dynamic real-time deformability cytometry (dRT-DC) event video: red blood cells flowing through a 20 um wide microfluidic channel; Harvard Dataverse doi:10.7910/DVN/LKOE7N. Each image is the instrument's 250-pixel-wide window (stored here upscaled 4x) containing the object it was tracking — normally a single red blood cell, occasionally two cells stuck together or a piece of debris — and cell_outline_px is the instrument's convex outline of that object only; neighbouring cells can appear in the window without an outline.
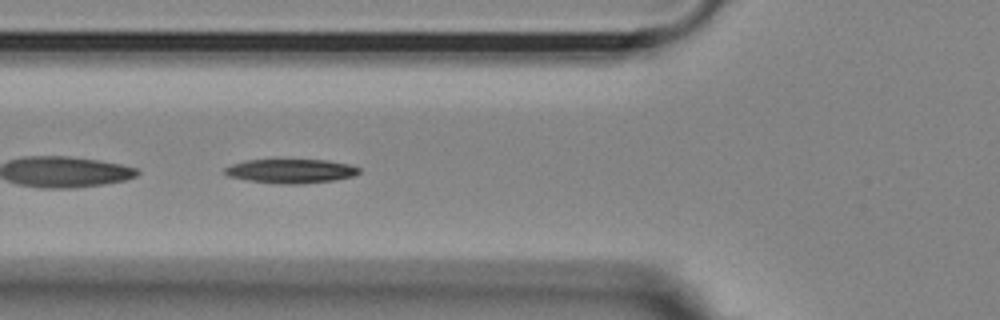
{"species": "Egyptian fruit bat (a non-hibernating species)", "species_latin": "Rousettus aegyptiacus", "temperature_condition": "room temperature", "stored_images_in_passage": 54, "segment_of_instrument_passage": [2, 2], "camera_frame_rate_fps": 3000, "um_per_image_px": 0.085, "animal": {"sex": "female"}, "frame": {"image": 1, "passage_image": 19, "time_ms": 6.0, "image_size_px": [1000, 320], "cell_outline_px": [[360, 172], [356, 176], [336, 180], [296, 184], [280, 184], [248, 180], [228, 176], [224, 172], [224, 168], [232, 164], [244, 160], [328, 160], [348, 164], [360, 168]], "centroid_in_image_um": [24.74, 14.54], "position_along_channel_um": 101.1, "area_um2": 18.9}}
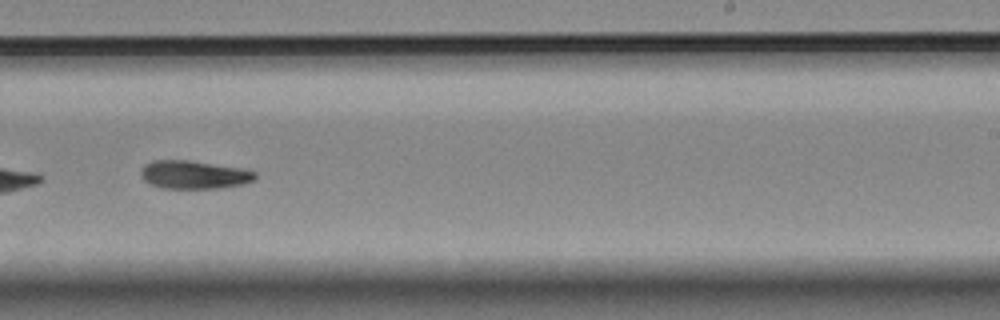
{"frame": {"image": 2, "passage_image": 33, "time_ms": 10.667, "image_size_px": [1000, 320], "cell_outline_px": [[256, 180], [244, 184], [216, 188], [164, 188], [152, 184], [144, 180], [140, 176], [140, 168], [144, 164], [152, 160], [188, 160], [236, 168], [256, 172]], "centroid_in_image_um": [16.44, 14.85], "position_along_channel_um": 272.6, "area_um2": 18.61}}
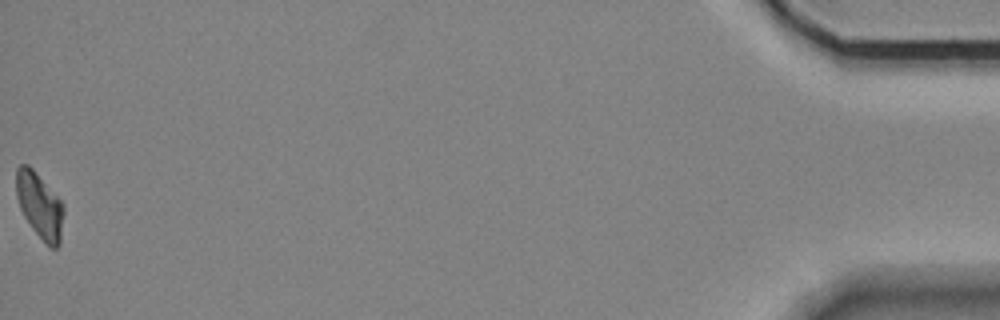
{"frame": {"image": 3, "passage_image": 54, "time_ms": 17.667, "image_size_px": [1000, 320], "cell_outline_px": [[64, 212], [60, 244], [56, 248], [52, 248], [32, 228], [24, 216], [20, 208], [16, 196], [16, 168], [20, 164], [28, 164], [32, 168], [64, 204]], "centroid_in_image_um": [3.37, 17.44], "position_along_channel_um": 431.8, "area_um2": 17.98}}